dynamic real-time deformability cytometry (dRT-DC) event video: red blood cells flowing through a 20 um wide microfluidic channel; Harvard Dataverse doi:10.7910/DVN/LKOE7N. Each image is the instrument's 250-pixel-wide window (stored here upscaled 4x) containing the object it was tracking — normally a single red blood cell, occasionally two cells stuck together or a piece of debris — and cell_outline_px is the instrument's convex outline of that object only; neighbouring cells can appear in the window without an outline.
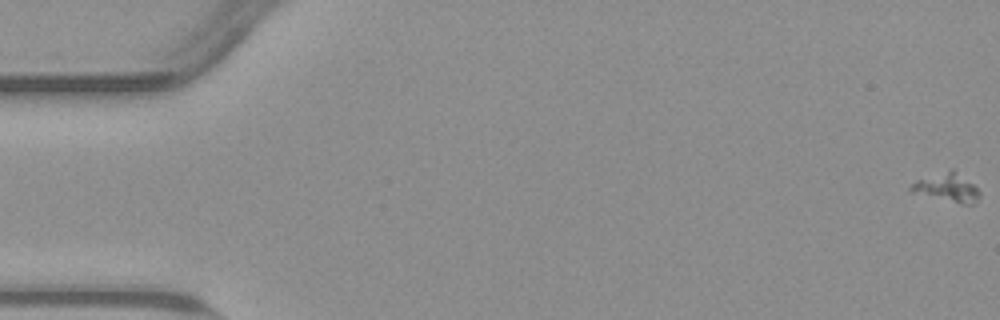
{"species": "common noctule bat (a hibernating species)", "species_latin": "Nyctalus noctula", "temperature_condition": "warm", "stored_images_in_passage": 56, "camera_frame_rate_fps": 3000, "um_per_image_px": 0.085, "animal": {"sex": "male", "body_mass_g": 23.1, "forearm_length_mm": 52.7}, "frame": {"image": 1, "passage_image": 1, "time_ms": 0.0, "image_size_px": [1000, 320], "cell_outline_px": [[980, 196], [972, 204], [968, 204], [908, 192], [908, 188], [916, 180], [952, 168], [972, 184], [980, 192]], "centroid_in_image_um": [80.45, 15.92], "position_along_channel_um": 4.6, "area_um2": 11.1}}
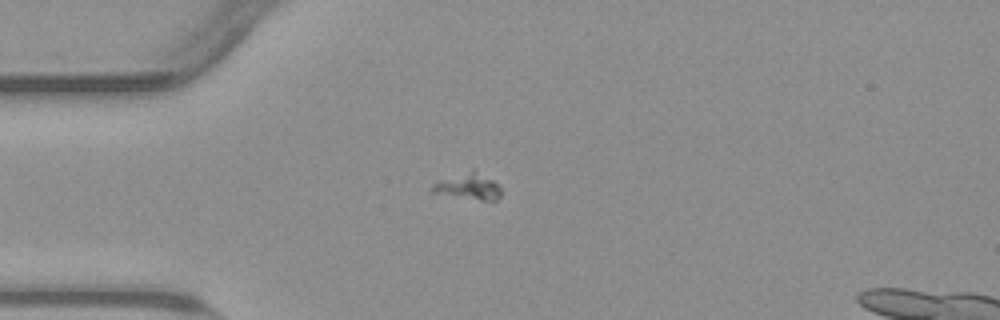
{"frame": {"image": 2, "passage_image": 16, "time_ms": 5.0, "image_size_px": [1000, 320], "cell_outline_px": [[500, 196], [496, 200], [480, 200], [432, 192], [432, 184], [440, 180], [472, 168], [492, 180], [500, 188]], "centroid_in_image_um": [39.81, 15.82], "position_along_channel_um": 45.2, "area_um2": 10.29}}